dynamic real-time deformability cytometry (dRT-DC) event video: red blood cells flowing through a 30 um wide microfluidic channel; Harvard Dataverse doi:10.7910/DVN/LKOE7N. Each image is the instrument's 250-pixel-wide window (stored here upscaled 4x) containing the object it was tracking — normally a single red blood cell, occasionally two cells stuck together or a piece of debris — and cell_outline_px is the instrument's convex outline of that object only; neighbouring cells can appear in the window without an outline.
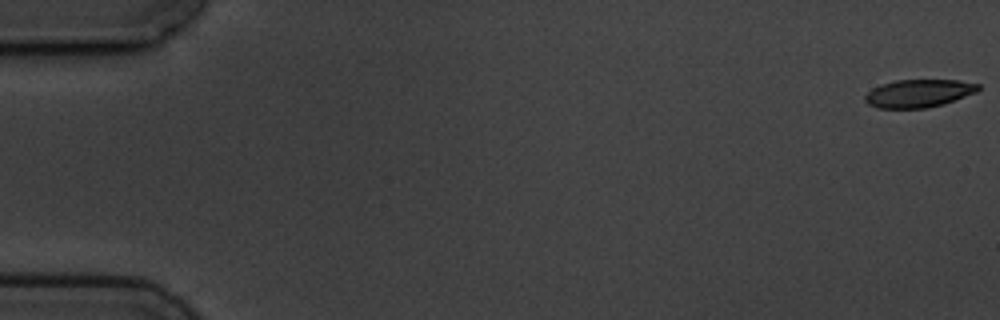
{"species": "common noctule bat (a hibernating species)", "species_latin": "Nyctalus noctula", "temperature_condition": "cold", "stored_images_in_passage": 5, "camera_frame_rate_fps": 3000, "um_per_image_px": 0.085, "animal": {"sex": "male", "body_mass_g": 19.5, "forearm_length_mm": 54.6}, "frame": {"image": 1, "passage_image": 1, "time_ms": 0.0, "image_size_px": [1000, 320], "cell_outline_px": [[980, 88], [976, 92], [944, 104], [928, 108], [876, 108], [868, 104], [864, 100], [864, 96], [872, 88], [880, 84], [896, 80], [956, 80], [980, 84]], "centroid_in_image_um": [78.06, 7.94], "position_along_channel_um": 6.9, "area_um2": 18.5}}
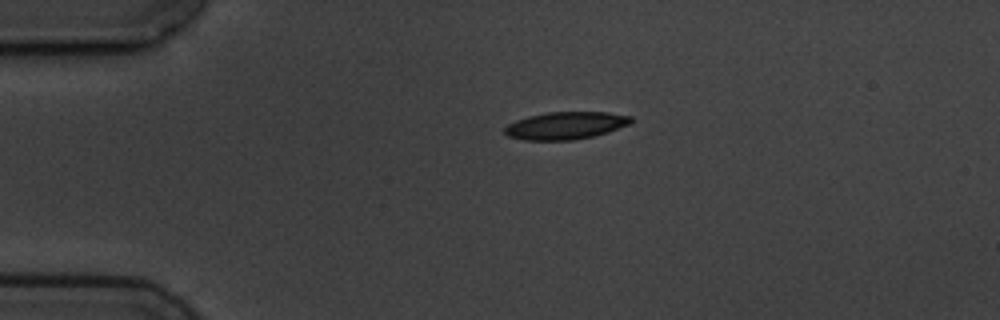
{"frame": {"image": 2, "passage_image": 4, "time_ms": 4.0, "image_size_px": [1000, 320], "cell_outline_px": [[632, 120], [628, 124], [608, 132], [592, 136], [572, 140], [524, 140], [508, 136], [504, 132], [504, 128], [508, 124], [516, 120], [528, 116], [548, 112], [608, 112], [632, 116]], "centroid_in_image_um": [48.06, 10.67], "position_along_channel_um": 36.9, "area_um2": 20.11}}
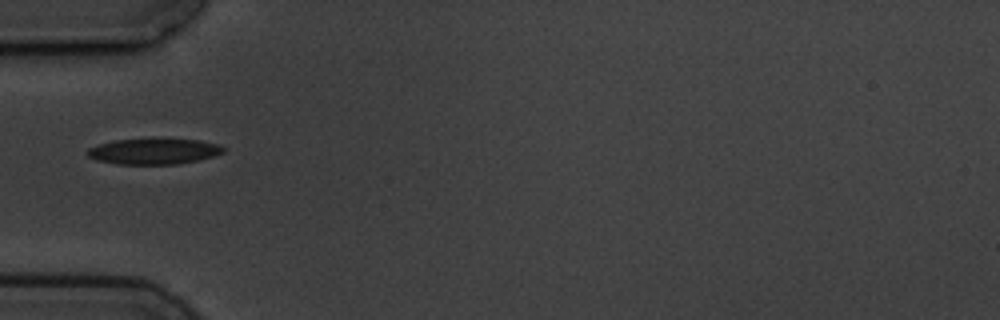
{"frame": {"image": 3, "passage_image": 5, "time_ms": 6.0, "image_size_px": [1000, 320], "cell_outline_px": [[228, 148], [224, 152], [200, 160], [176, 164], [116, 164], [96, 160], [88, 156], [84, 152], [88, 148], [100, 144], [116, 140], [152, 136], [200, 140], [220, 144]], "centroid_in_image_um": [13.11, 12.82], "position_along_channel_um": 71.9, "area_um2": 21.44}}